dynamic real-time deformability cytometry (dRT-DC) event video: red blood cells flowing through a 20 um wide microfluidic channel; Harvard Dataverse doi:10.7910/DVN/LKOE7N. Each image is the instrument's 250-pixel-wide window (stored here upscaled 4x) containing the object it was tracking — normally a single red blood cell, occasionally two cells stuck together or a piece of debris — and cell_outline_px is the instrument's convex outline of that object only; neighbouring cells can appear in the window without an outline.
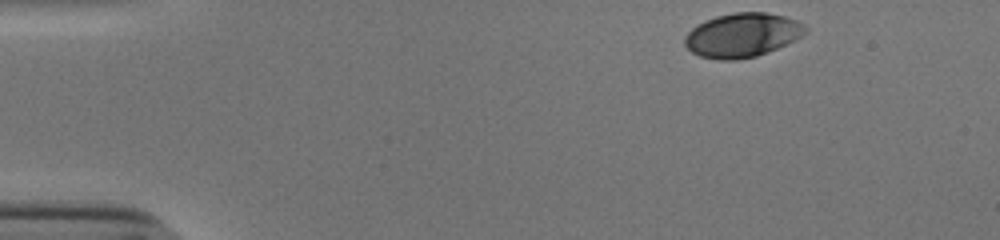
{"species": "human", "species_latin": "Homo sapiens", "temperature_condition": "cold", "stored_images_in_passage": 38, "camera_frame_rate_fps": 3000, "um_per_image_px": 0.085, "donor": {"sex": "male"}, "frame": {"image": 1, "passage_image": 1, "time_ms": 0.0, "image_size_px": [1000, 240], "cell_outline_px": [[808, 32], [796, 40], [768, 52], [756, 56], [736, 60], [720, 60], [700, 56], [692, 52], [684, 44], [684, 36], [692, 28], [704, 20], [716, 16], [732, 12], [768, 12], [784, 16], [796, 20], [804, 24], [808, 28]], "centroid_in_image_um": [63.11, 2.98], "position_along_channel_um": 21.9, "area_um2": 31.27}}
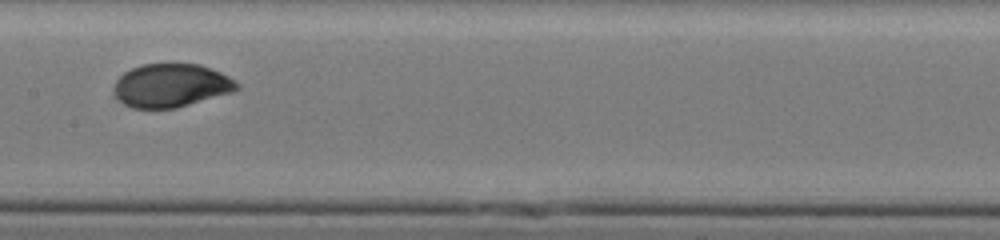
{"frame": {"image": 2, "passage_image": 22, "time_ms": 7.0, "image_size_px": [1000, 240], "cell_outline_px": [[240, 88], [232, 92], [176, 108], [132, 108], [124, 104], [116, 96], [112, 88], [116, 80], [124, 72], [140, 64], [200, 64], [220, 72], [236, 80], [240, 84]], "centroid_in_image_um": [14.54, 7.26], "position_along_channel_um": 192.9, "area_um2": 31.15}}
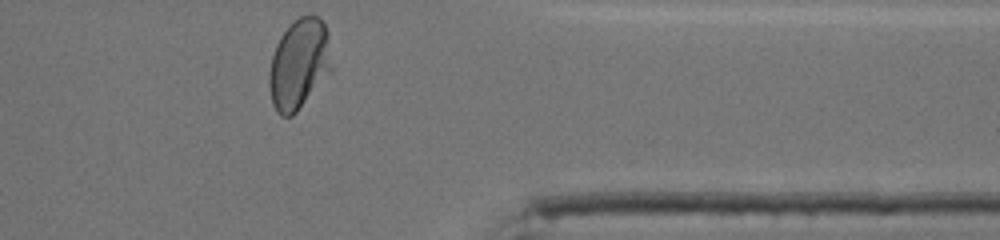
{"frame": {"image": 3, "passage_image": 38, "time_ms": 12.333, "image_size_px": [1000, 240], "cell_outline_px": [[332, 68], [296, 112], [292, 116], [280, 116], [276, 112], [272, 104], [268, 84], [268, 76], [272, 56], [276, 44], [280, 36], [300, 16], [316, 16], [324, 24], [328, 32], [332, 64]], "centroid_in_image_um": [25.39, 5.46], "position_along_channel_um": 386.0, "area_um2": 32.43}, "authors_computed_cell_mechanics": {"area_um2": 31.3854, "velocity_mm_per_s": 3.8326, "shape_relaxation_time_tau1_ms": 4.2087, "shape_relaxation_time_tau2_ms": null, "deformation_change_tau1": 0.1499, "deformation_change_tau2": null}}